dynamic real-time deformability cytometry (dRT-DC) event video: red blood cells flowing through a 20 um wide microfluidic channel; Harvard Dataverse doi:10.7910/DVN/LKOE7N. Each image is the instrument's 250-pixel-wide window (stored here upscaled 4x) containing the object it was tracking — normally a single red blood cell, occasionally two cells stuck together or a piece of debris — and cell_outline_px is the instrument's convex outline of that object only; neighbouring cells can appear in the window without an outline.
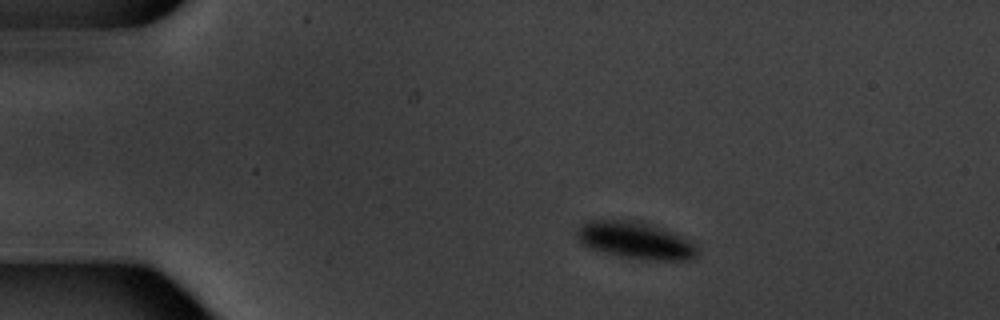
{"species": "common noctule bat (a hibernating species)", "species_latin": "Nyctalus noctula", "temperature_condition": "warm", "stored_images_in_passage": 5, "segment_of_instrument_passage": [1, 2], "camera_frame_rate_fps": 3000, "um_per_image_px": 0.085, "animal": {"sex": "male", "body_mass_g": 20.1, "forearm_length_mm": 53.5}, "frame": {"image": 1, "passage_image": 2, "time_ms": 1.333, "image_size_px": [1000, 320], "cell_outline_px": [[700, 252], [696, 260], [644, 260], [620, 256], [588, 248], [580, 244], [576, 236], [576, 232], [580, 224], [584, 220], [640, 220], [652, 224], [672, 232], [696, 244]], "centroid_in_image_um": [54.01, 20.43], "position_along_channel_um": 31.0, "area_um2": 26.59}}